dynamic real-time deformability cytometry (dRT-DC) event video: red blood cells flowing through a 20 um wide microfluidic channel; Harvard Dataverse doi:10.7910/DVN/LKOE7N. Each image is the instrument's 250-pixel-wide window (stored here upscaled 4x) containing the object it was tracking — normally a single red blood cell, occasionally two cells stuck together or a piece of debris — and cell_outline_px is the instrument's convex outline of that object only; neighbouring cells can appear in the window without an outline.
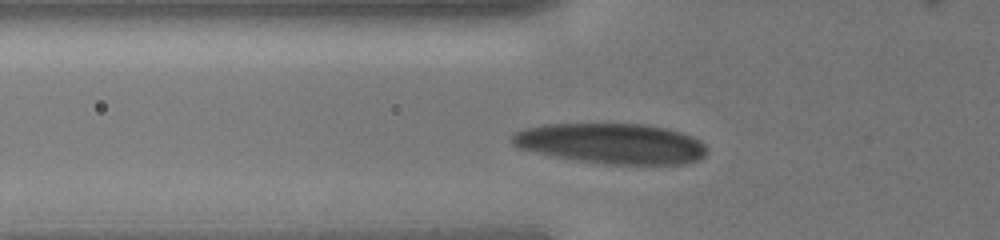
{"species": "human", "species_latin": "Homo sapiens", "temperature_condition": "cold", "stored_images_in_passage": 30, "camera_frame_rate_fps": 3000, "um_per_image_px": 0.085, "donor": {"sex": "male"}, "frame": {"image": 1, "passage_image": 8, "time_ms": 2.333, "image_size_px": [1000, 240], "cell_outline_px": [[708, 152], [704, 156], [688, 164], [604, 164], [556, 156], [536, 152], [520, 148], [512, 144], [508, 140], [508, 136], [512, 132], [524, 128], [544, 124], [648, 124], [668, 128], [692, 136], [700, 140], [708, 148]], "centroid_in_image_um": [51.97, 12.19], "position_along_channel_um": 73.8, "area_um2": 46.18}}
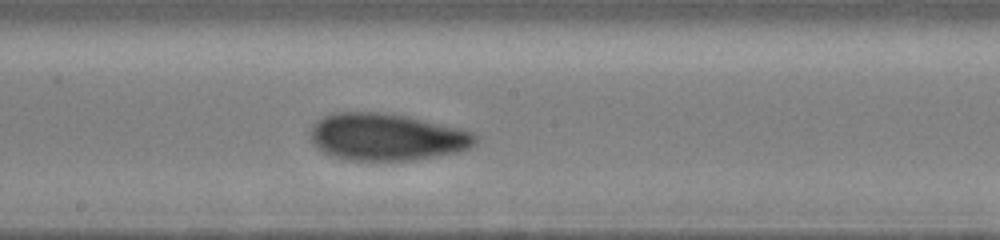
{"frame": {"image": 2, "passage_image": 17, "time_ms": 5.333, "image_size_px": [1000, 240], "cell_outline_px": [[476, 140], [468, 148], [456, 152], [436, 156], [412, 160], [348, 160], [332, 156], [316, 148], [312, 144], [308, 132], [312, 124], [316, 120], [332, 112], [380, 112], [408, 116], [460, 128], [472, 132], [476, 136]], "centroid_in_image_um": [32.78, 11.63], "position_along_channel_um": 215.4, "area_um2": 45.49}}
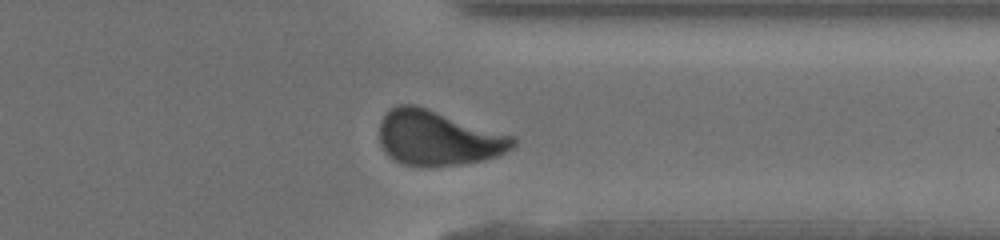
{"frame": {"image": 3, "passage_image": 27, "time_ms": 8.667, "image_size_px": [1000, 240], "cell_outline_px": [[516, 144], [512, 148], [496, 156], [484, 160], [460, 164], [424, 168], [420, 168], [404, 164], [388, 156], [384, 152], [380, 144], [380, 120], [392, 108], [400, 104], [416, 104], [516, 136]], "centroid_in_image_um": [37.24, 11.74], "position_along_channel_um": 374.2, "area_um2": 43.29}}